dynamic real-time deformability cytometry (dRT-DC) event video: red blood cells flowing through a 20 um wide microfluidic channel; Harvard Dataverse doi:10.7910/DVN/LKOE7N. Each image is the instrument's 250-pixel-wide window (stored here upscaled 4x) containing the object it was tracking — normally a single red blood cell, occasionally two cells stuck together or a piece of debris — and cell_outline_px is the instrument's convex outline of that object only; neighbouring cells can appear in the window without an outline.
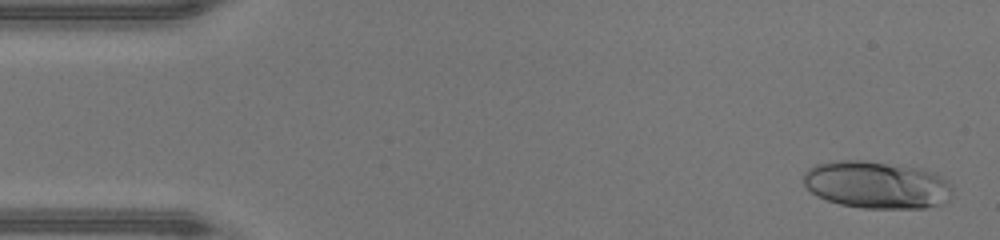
{"species": "human", "species_latin": "Homo sapiens", "temperature_condition": "warm", "stored_images_in_passage": 47, "camera_frame_rate_fps": 3000, "um_per_image_px": 0.085, "donor": {"sex": "male"}, "frame": {"image": 1, "passage_image": 2, "time_ms": 0.333, "image_size_px": [1000, 240], "cell_outline_px": [[952, 196], [944, 204], [924, 208], [864, 208], [840, 204], [828, 200], [812, 192], [804, 184], [804, 172], [808, 168], [816, 164], [836, 160], [864, 160], [920, 168], [936, 172], [948, 180], [952, 188]], "centroid_in_image_um": [74.57, 15.7], "position_along_channel_um": 10.4, "area_um2": 41.38}}
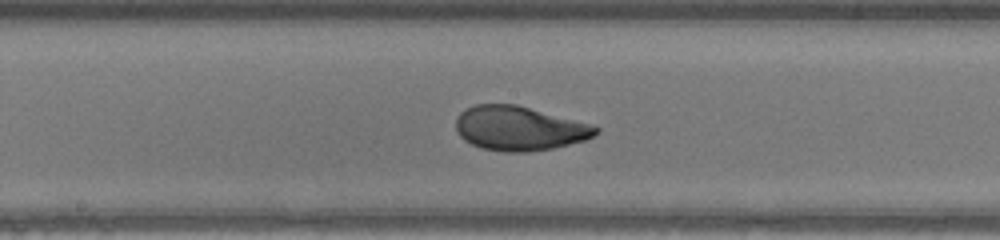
{"frame": {"image": 2, "passage_image": 24, "time_ms": 7.667, "image_size_px": [1000, 240], "cell_outline_px": [[600, 132], [584, 140], [552, 148], [528, 152], [504, 152], [484, 148], [472, 144], [464, 140], [456, 132], [456, 116], [460, 112], [476, 104], [516, 104], [588, 124], [600, 128]], "centroid_in_image_um": [44.09, 10.91], "position_along_channel_um": 204.1, "area_um2": 35.72}}
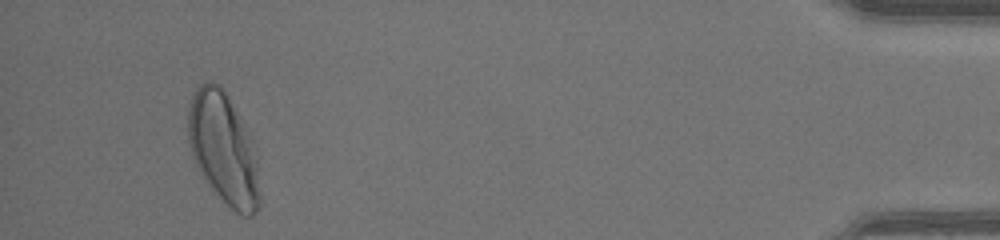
{"frame": {"image": 3, "passage_image": 44, "time_ms": 14.333, "image_size_px": [1000, 240], "cell_outline_px": [[260, 204], [256, 212], [252, 216], [244, 216], [236, 212], [212, 188], [200, 172], [192, 156], [188, 140], [188, 108], [192, 96], [196, 88], [204, 80], [212, 80], [220, 84], [252, 136], [256, 152], [260, 196]], "centroid_in_image_um": [19.01, 12.59], "position_along_channel_um": 416.2, "area_um2": 46.64}, "authors_computed_cell_mechanics": {"area_um2": 36.8186, "velocity_mm_per_s": 4.3651, "shape_relaxation_time_tau1_ms": 4.054, "shape_relaxation_time_tau2_ms": null, "deformation_change_tau1": 0.2286, "deformation_change_tau2": null}}